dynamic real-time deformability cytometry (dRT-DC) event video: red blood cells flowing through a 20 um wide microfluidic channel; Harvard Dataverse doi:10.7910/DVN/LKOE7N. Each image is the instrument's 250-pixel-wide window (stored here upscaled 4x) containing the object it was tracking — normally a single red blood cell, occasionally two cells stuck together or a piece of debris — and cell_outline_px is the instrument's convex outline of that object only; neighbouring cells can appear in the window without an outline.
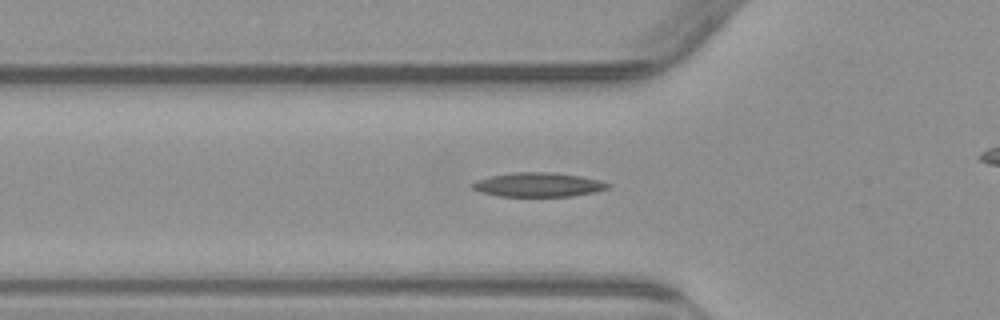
{"species": "common noctule bat (a hibernating species)", "species_latin": "Nyctalus noctula", "temperature_condition": "warm", "stored_images_in_passage": 35, "camera_frame_rate_fps": 3000, "um_per_image_px": 0.085, "animal": {"sex": "male", "body_mass_g": 23.1, "forearm_length_mm": 52.7}, "frame": {"image": 1, "passage_image": 9, "time_ms": 2.667, "image_size_px": [1000, 320], "cell_outline_px": [[612, 184], [608, 188], [596, 192], [572, 196], [500, 196], [480, 192], [472, 188], [472, 184], [476, 180], [492, 176], [512, 172], [552, 172], [580, 176], [600, 180]], "centroid_in_image_um": [45.78, 15.7], "position_along_channel_um": 80.0, "area_um2": 19.07}}
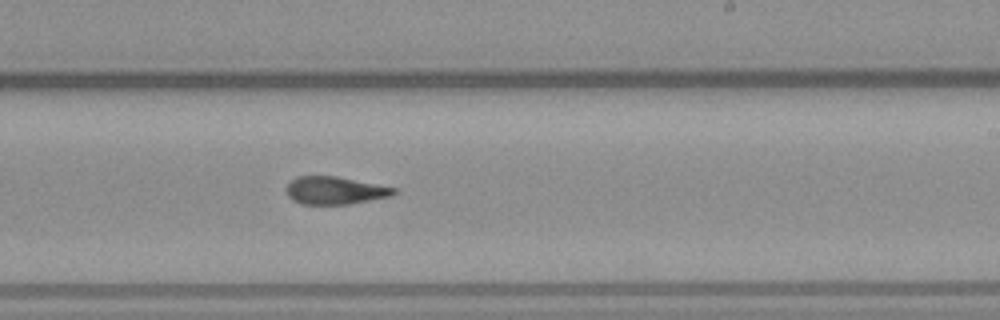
{"frame": {"image": 2, "passage_image": 23, "time_ms": 7.333, "image_size_px": [1000, 320], "cell_outline_px": [[396, 192], [388, 196], [352, 204], [300, 204], [292, 200], [288, 196], [288, 184], [296, 176], [336, 176], [396, 188]], "centroid_in_image_um": [28.44, 16.19], "position_along_channel_um": 260.6, "area_um2": 17.11}}
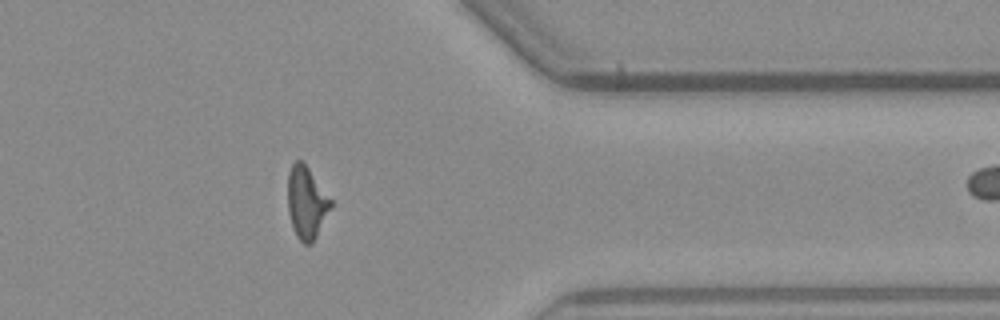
{"frame": {"image": 3, "passage_image": 34, "time_ms": 11.0, "image_size_px": [1000, 320], "cell_outline_px": [[332, 204], [312, 244], [304, 244], [296, 236], [288, 212], [288, 172], [292, 164], [296, 160], [300, 160], [308, 168], [332, 200]], "centroid_in_image_um": [26.03, 17.22], "position_along_channel_um": 385.4, "area_um2": 17.74}}